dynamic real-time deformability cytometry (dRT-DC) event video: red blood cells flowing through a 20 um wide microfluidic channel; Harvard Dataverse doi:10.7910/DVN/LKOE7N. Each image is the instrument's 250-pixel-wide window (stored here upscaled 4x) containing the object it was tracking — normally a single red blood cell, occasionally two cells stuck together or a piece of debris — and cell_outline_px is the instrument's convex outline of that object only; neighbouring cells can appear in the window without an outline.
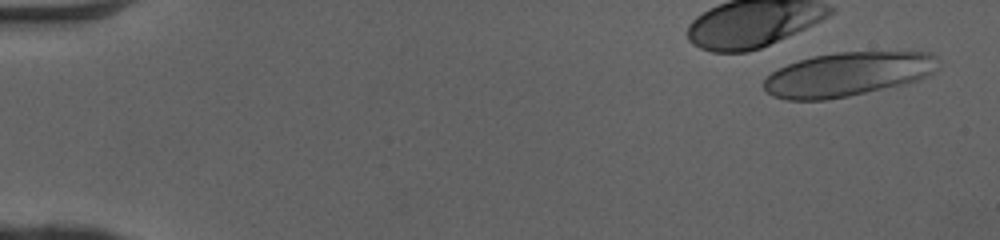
{"species": "human", "species_latin": "Homo sapiens", "temperature_condition": "cold", "stored_images_in_passage": 13, "camera_frame_rate_fps": 3000, "um_per_image_px": 0.085, "donor": {"sex": "female"}, "frame": {"image": 1, "passage_image": 3, "time_ms": 0.667, "image_size_px": [1000, 240], "cell_outline_px": [[936, 56], [932, 72], [928, 76], [908, 84], [848, 96], [824, 100], [784, 100], [772, 96], [764, 88], [764, 80], [772, 72], [788, 64], [812, 56], [836, 52], [932, 52]], "centroid_in_image_um": [72.03, 6.32], "position_along_channel_um": 13.0, "area_um2": 44.62}}